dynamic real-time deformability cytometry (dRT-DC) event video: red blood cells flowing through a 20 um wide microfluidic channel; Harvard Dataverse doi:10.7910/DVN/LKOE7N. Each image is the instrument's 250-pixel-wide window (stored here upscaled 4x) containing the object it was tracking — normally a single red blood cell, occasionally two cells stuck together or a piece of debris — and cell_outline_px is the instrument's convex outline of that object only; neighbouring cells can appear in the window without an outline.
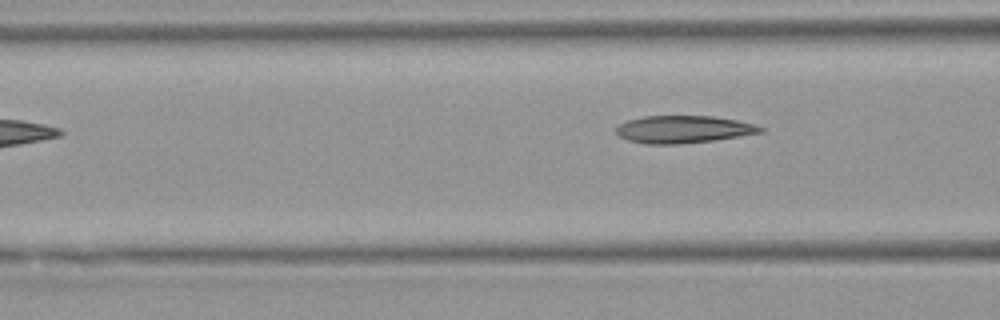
{"species": "Egyptian fruit bat (a non-hibernating species)", "species_latin": "Rousettus aegyptiacus", "temperature_condition": "warm", "stored_images_in_passage": 5, "segment_of_instrument_passage": [2, 2], "camera_frame_rate_fps": 3000, "um_per_image_px": 0.085, "animal": {"sex": "female"}, "frame": {"image": 1, "passage_image": 5, "time_ms": 5.667, "image_size_px": [1000, 320], "cell_outline_px": [[764, 132], [716, 140], [680, 144], [644, 144], [628, 140], [620, 136], [616, 132], [616, 128], [620, 124], [628, 120], [644, 116], [712, 116], [736, 120], [756, 124], [764, 128]], "centroid_in_image_um": [58.11, 11.0], "position_along_channel_um": 108.5, "area_um2": 23.12}}